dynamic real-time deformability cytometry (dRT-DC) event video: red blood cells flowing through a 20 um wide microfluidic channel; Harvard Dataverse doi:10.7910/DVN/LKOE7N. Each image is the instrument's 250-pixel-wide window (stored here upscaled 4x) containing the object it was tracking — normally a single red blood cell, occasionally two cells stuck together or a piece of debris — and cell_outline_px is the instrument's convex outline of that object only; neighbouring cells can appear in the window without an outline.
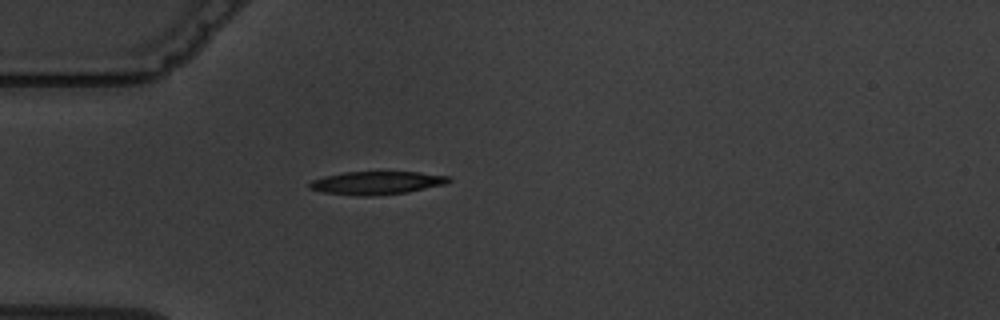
{"species": "common noctule bat (a hibernating species)", "species_latin": "Nyctalus noctula", "temperature_condition": "warm", "stored_images_in_passage": 5, "camera_frame_rate_fps": 3000, "um_per_image_px": 0.085, "animal": {"sex": "male", "body_mass_g": 19.5, "forearm_length_mm": 54.6}, "frame": {"image": 1, "passage_image": 5, "time_ms": 4.667, "image_size_px": [1000, 320], "cell_outline_px": [[452, 180], [444, 184], [408, 192], [372, 196], [356, 196], [324, 192], [308, 188], [308, 184], [312, 180], [324, 176], [344, 172], [420, 172], [452, 176]], "centroid_in_image_um": [32.03, 15.54], "position_along_channel_um": 53.0, "area_um2": 18.84}}